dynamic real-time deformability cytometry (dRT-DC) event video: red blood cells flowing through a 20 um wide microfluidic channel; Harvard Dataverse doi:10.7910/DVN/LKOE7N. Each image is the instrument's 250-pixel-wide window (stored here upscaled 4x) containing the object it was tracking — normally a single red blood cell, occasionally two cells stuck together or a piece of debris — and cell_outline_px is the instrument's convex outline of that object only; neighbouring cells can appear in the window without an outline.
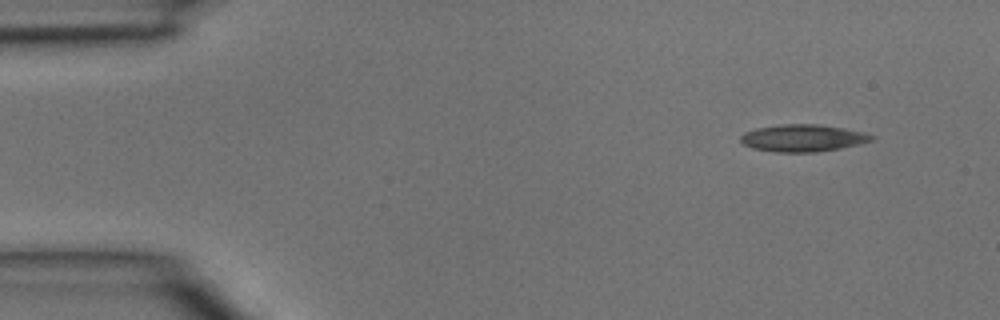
{"species": "common noctule bat (a hibernating species)", "species_latin": "Nyctalus noctula", "temperature_condition": "room temperature", "stored_images_in_passage": 3, "camera_frame_rate_fps": 3000, "um_per_image_px": 0.085, "animal": {"sex": "male", "body_mass_g": 15.6}, "frame": {"image": 1, "passage_image": 1, "time_ms": 0.0, "image_size_px": [1000, 320], "cell_outline_px": [[876, 136], [872, 140], [860, 144], [840, 148], [816, 152], [776, 152], [752, 148], [744, 144], [740, 140], [740, 136], [744, 132], [756, 128], [780, 124], [816, 124], [844, 128], [864, 132]], "centroid_in_image_um": [68.24, 11.73], "position_along_channel_um": 16.8, "area_um2": 20.75}}
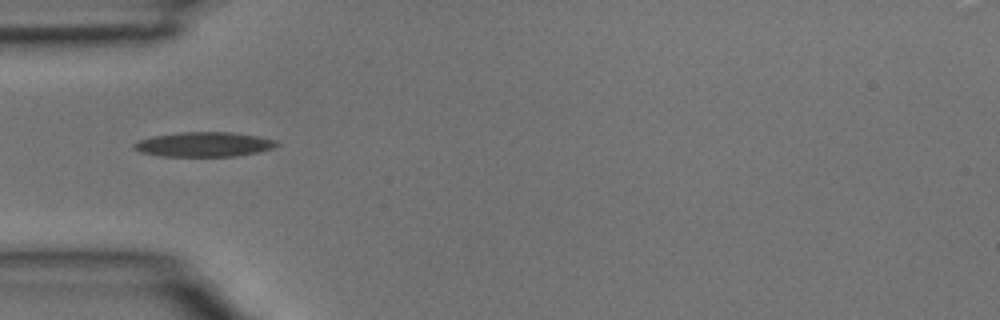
{"frame": {"image": 2, "passage_image": 3, "time_ms": 0.667, "image_size_px": [1000, 320], "cell_outline_px": [[280, 144], [276, 148], [260, 152], [236, 156], [160, 156], [140, 152], [132, 148], [132, 144], [140, 140], [152, 136], [180, 132], [232, 132], [260, 136], [276, 140]], "centroid_in_image_um": [17.38, 12.27], "position_along_channel_um": 67.6, "area_um2": 20.81}}